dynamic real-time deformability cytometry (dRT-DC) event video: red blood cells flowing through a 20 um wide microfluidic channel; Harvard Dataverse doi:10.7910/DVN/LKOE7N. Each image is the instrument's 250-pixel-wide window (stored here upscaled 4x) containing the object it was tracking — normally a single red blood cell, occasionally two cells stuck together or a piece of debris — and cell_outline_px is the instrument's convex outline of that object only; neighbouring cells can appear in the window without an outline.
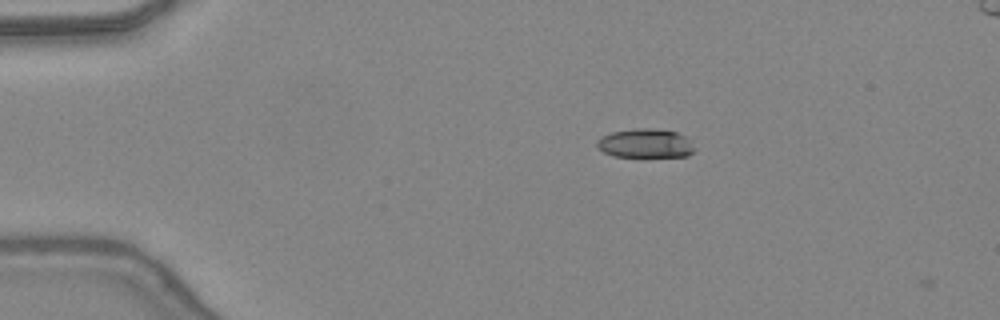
{"species": "common noctule bat (a hibernating species)", "species_latin": "Nyctalus noctula", "temperature_condition": "warm", "stored_images_in_passage": 7, "camera_frame_rate_fps": 3000, "um_per_image_px": 0.085, "animal": {"sex": "female", "body_mass_g": 24.6, "forearm_length_mm": 56.2}, "frame": {"image": 1, "passage_image": 2, "time_ms": 0.333, "image_size_px": [1000, 320], "cell_outline_px": [[692, 152], [688, 156], [612, 156], [604, 152], [596, 144], [596, 140], [600, 136], [612, 132], [636, 128], [652, 128], [676, 132], [684, 136], [688, 140], [692, 148]], "centroid_in_image_um": [54.79, 12.17], "position_along_channel_um": 30.2, "area_um2": 16.18}}